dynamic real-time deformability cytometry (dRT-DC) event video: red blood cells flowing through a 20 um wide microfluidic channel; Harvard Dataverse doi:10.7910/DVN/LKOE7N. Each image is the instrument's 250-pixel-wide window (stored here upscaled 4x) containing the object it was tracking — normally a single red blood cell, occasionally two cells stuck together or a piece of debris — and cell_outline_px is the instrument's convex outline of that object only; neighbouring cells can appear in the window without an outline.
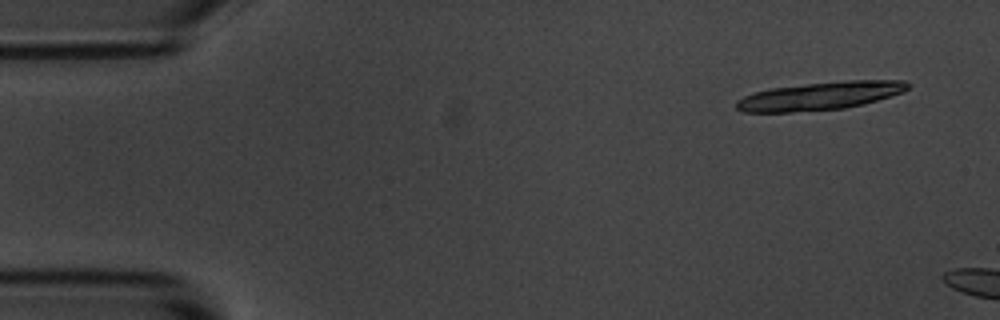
{"species": "common noctule bat (a hibernating species)", "species_latin": "Nyctalus noctula", "temperature_condition": "room temperature", "stored_images_in_passage": 5, "camera_frame_rate_fps": 3000, "um_per_image_px": 0.085, "animal": {"sex": "male", "body_mass_g": 20.1, "forearm_length_mm": 53.5}, "frame": {"image": 1, "passage_image": 1, "time_ms": 0.0, "image_size_px": [1000, 320], "cell_outline_px": [[912, 84], [904, 92], [876, 100], [844, 108], [792, 112], [744, 112], [736, 108], [736, 100], [744, 96], [756, 92], [772, 88], [808, 84], [848, 80], [904, 80]], "centroid_in_image_um": [69.73, 8.15], "position_along_channel_um": 15.3, "area_um2": 27.69}}